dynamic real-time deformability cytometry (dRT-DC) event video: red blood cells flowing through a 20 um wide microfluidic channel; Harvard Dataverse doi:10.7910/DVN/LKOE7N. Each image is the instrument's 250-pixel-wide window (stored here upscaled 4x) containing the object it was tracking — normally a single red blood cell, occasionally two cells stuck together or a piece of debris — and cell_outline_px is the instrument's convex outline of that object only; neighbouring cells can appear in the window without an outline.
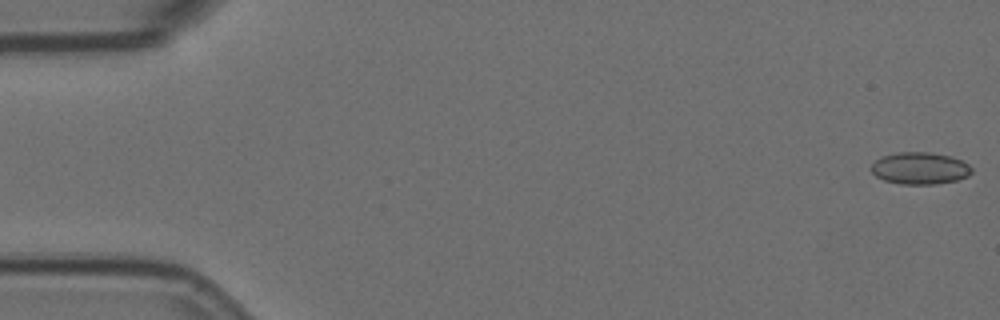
{"species": "Egyptian fruit bat (a non-hibernating species)", "species_latin": "Rousettus aegyptiacus", "temperature_condition": "room temperature", "stored_images_in_passage": 4, "camera_frame_rate_fps": 3000, "um_per_image_px": 0.085, "animal": {"sex": "female"}, "frame": {"image": 1, "passage_image": 1, "time_ms": 0.0, "image_size_px": [1000, 320], "cell_outline_px": [[972, 172], [968, 176], [956, 180], [936, 184], [900, 184], [884, 180], [876, 176], [868, 168], [880, 156], [896, 152], [932, 152], [952, 156], [968, 164], [972, 168]], "centroid_in_image_um": [78.17, 14.29], "position_along_channel_um": 6.8, "area_um2": 18.96}}
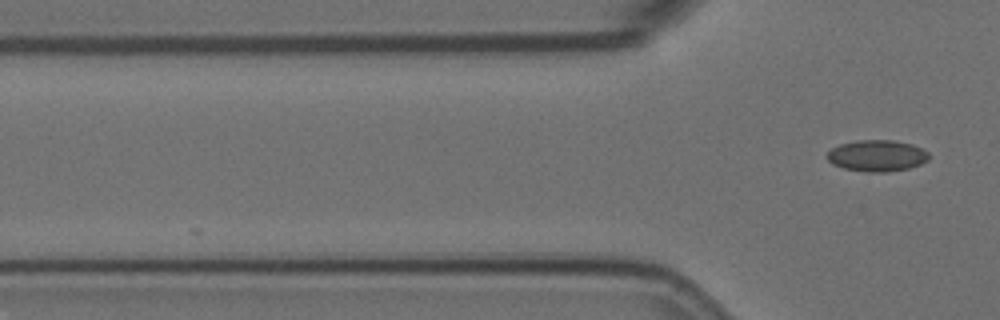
{"frame": {"image": 2, "passage_image": 4, "time_ms": 1.0, "image_size_px": [1000, 320], "cell_outline_px": [[928, 160], [920, 164], [908, 168], [884, 172], [868, 172], [844, 168], [832, 164], [824, 156], [832, 148], [840, 144], [856, 140], [892, 140], [912, 144], [928, 152]], "centroid_in_image_um": [74.51, 13.23], "position_along_channel_um": 51.3, "area_um2": 18.55}}